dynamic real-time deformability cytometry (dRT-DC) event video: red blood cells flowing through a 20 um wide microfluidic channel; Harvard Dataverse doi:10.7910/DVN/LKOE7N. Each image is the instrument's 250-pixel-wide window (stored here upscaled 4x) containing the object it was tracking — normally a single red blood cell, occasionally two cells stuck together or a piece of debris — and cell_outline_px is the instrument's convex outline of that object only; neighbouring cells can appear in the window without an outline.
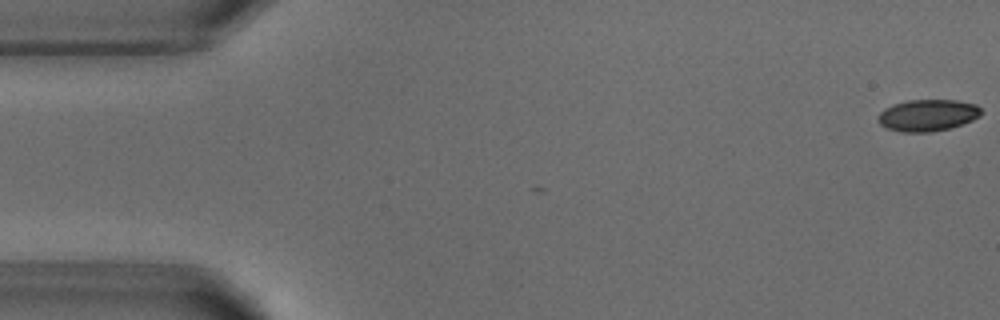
{"species": "common noctule bat (a hibernating species)", "species_latin": "Nyctalus noctula", "temperature_condition": "warm", "stored_images_in_passage": 2, "camera_frame_rate_fps": 3000, "um_per_image_px": 0.085, "animal": {"sex": "male", "body_mass_g": 18.8}, "frame": {"image": 1, "passage_image": 2, "time_ms": 0.333, "image_size_px": [1000, 320], "cell_outline_px": [[980, 116], [972, 120], [948, 128], [928, 132], [900, 132], [888, 128], [880, 124], [876, 120], [876, 116], [884, 108], [892, 104], [908, 100], [956, 100], [976, 104], [980, 108]], "centroid_in_image_um": [78.79, 9.79], "position_along_channel_um": 6.2, "area_um2": 19.02}}